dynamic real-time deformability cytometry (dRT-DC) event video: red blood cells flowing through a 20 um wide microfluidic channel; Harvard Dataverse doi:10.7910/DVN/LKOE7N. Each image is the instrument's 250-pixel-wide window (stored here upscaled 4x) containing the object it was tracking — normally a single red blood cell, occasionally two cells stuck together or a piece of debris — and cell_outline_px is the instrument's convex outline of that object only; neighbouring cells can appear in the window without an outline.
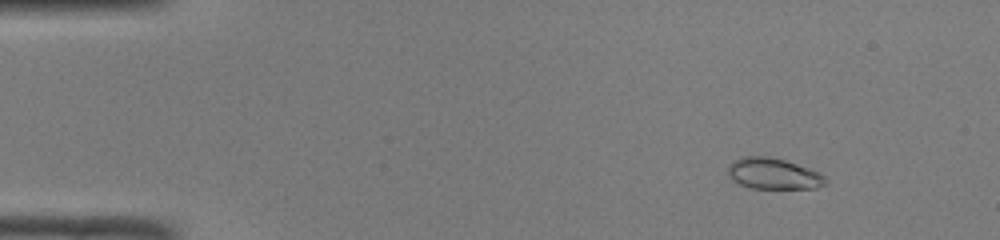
{"species": "common noctule bat (a hibernating species)", "species_latin": "Nyctalus noctula", "temperature_condition": "room temperature", "stored_images_in_passage": 51, "camera_frame_rate_fps": 3000, "um_per_image_px": 0.085, "animal": {"sex": "male", "body_mass_g": 19.0, "forearm_length_mm": 50.8}, "frame": {"image": 1, "passage_image": 7, "time_ms": 2.0, "image_size_px": [1000, 240], "cell_outline_px": [[828, 180], [824, 184], [816, 188], [748, 188], [732, 180], [728, 176], [728, 164], [732, 160], [740, 156], [768, 156], [784, 160], [820, 172]], "centroid_in_image_um": [65.69, 14.75], "position_along_channel_um": 19.3, "area_um2": 17.8}}
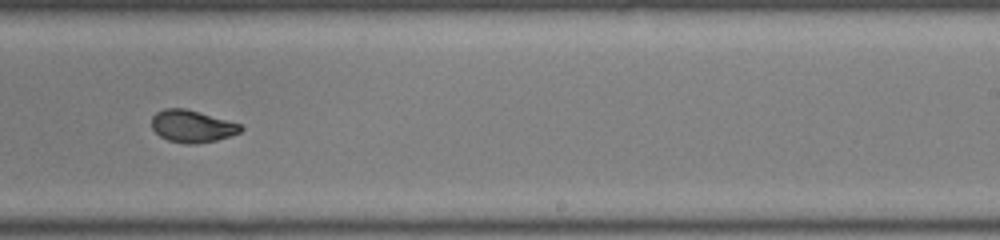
{"frame": {"image": 2, "passage_image": 33, "time_ms": 10.667, "image_size_px": [1000, 240], "cell_outline_px": [[244, 128], [240, 132], [216, 140], [196, 144], [184, 144], [168, 140], [160, 136], [152, 128], [152, 116], [156, 112], [164, 108], [184, 108], [240, 124]], "centroid_in_image_um": [16.29, 10.73], "position_along_channel_um": 272.7, "area_um2": 16.53}}
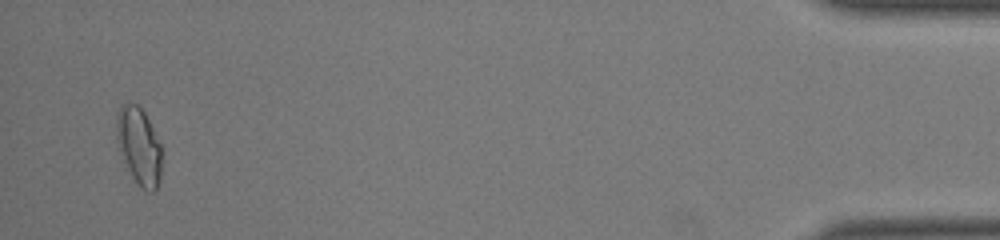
{"frame": {"image": 3, "passage_image": 50, "time_ms": 16.333, "image_size_px": [1000, 240], "cell_outline_px": [[160, 180], [156, 188], [152, 192], [148, 192], [140, 188], [132, 176], [120, 152], [116, 136], [116, 112], [120, 104], [136, 104], [144, 112], [160, 144]], "centroid_in_image_um": [11.78, 12.42], "position_along_channel_um": 423.4, "area_um2": 20.06}, "authors_computed_cell_mechanics": {"area_um2": 17.629, "velocity_mm_per_s": 4.0549, "shape_relaxation_time_tau1_ms": 3.1772, "shape_relaxation_time_tau2_ms": 1.1905, "deformation_change_tau1": 0.1635, "deformation_change_tau2": 0.0572}}